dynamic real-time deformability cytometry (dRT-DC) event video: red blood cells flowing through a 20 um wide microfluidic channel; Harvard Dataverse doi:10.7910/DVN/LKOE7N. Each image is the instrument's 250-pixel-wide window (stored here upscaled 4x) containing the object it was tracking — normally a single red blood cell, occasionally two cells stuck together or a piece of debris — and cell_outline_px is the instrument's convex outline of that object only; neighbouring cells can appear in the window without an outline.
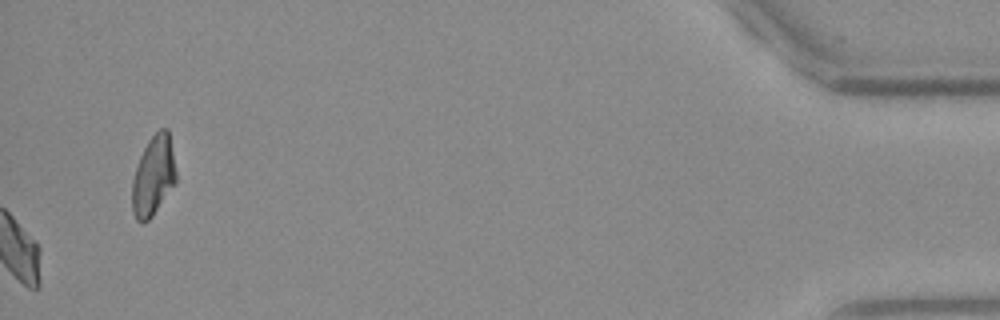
{"species": "Egyptian fruit bat (a non-hibernating species)", "species_latin": "Rousettus aegyptiacus", "temperature_condition": "warm", "stored_images_in_passage": 40, "camera_frame_rate_fps": 3000, "um_per_image_px": 0.085, "frame": {"image": 1, "passage_image": 40, "time_ms": 13.0, "image_size_px": [1000, 320], "cell_outline_px": [[176, 184], [152, 216], [144, 224], [136, 220], [132, 212], [132, 180], [140, 156], [148, 140], [160, 128], [168, 128], [176, 172]], "centroid_in_image_um": [13.03, 14.97], "position_along_channel_um": 422.2, "area_um2": 20.52}, "authors_computed_cell_mechanics": {"area_um2": 18.7272, "velocity_mm_per_s": 3.9497, "shape_relaxation_time_tau1_ms": 4.8704, "shape_relaxation_time_tau2_ms": 5.6565, "deformation_change_tau1": 0.1559, "deformation_change_tau2": 0.1059}}